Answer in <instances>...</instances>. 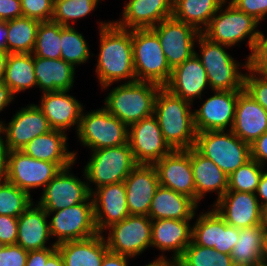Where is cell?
Segmentation results:
<instances>
[{
	"instance_id": "obj_1",
	"label": "cell",
	"mask_w": 267,
	"mask_h": 266,
	"mask_svg": "<svg viewBox=\"0 0 267 266\" xmlns=\"http://www.w3.org/2000/svg\"><path fill=\"white\" fill-rule=\"evenodd\" d=\"M98 23L99 54L96 57L95 74L101 89H109L113 83L117 85L120 81H136L132 30L118 27L113 20Z\"/></svg>"
},
{
	"instance_id": "obj_2",
	"label": "cell",
	"mask_w": 267,
	"mask_h": 266,
	"mask_svg": "<svg viewBox=\"0 0 267 266\" xmlns=\"http://www.w3.org/2000/svg\"><path fill=\"white\" fill-rule=\"evenodd\" d=\"M192 105L165 87H161L157 93L154 116L165 141L173 150H188L195 145L197 132Z\"/></svg>"
},
{
	"instance_id": "obj_3",
	"label": "cell",
	"mask_w": 267,
	"mask_h": 266,
	"mask_svg": "<svg viewBox=\"0 0 267 266\" xmlns=\"http://www.w3.org/2000/svg\"><path fill=\"white\" fill-rule=\"evenodd\" d=\"M195 45L199 47L200 53L195 49V54L206 71L211 91L243 90L245 73L240 69L248 68V57L240 64L227 52L226 49L231 47L213 42L202 33L197 37Z\"/></svg>"
},
{
	"instance_id": "obj_4",
	"label": "cell",
	"mask_w": 267,
	"mask_h": 266,
	"mask_svg": "<svg viewBox=\"0 0 267 266\" xmlns=\"http://www.w3.org/2000/svg\"><path fill=\"white\" fill-rule=\"evenodd\" d=\"M161 87L153 82H120L107 94L102 107L130 126L154 115L155 99Z\"/></svg>"
},
{
	"instance_id": "obj_5",
	"label": "cell",
	"mask_w": 267,
	"mask_h": 266,
	"mask_svg": "<svg viewBox=\"0 0 267 266\" xmlns=\"http://www.w3.org/2000/svg\"><path fill=\"white\" fill-rule=\"evenodd\" d=\"M258 25L260 22L254 17L238 10L226 0L201 33L209 40L231 48L239 46L246 39L250 55L260 35Z\"/></svg>"
},
{
	"instance_id": "obj_6",
	"label": "cell",
	"mask_w": 267,
	"mask_h": 266,
	"mask_svg": "<svg viewBox=\"0 0 267 266\" xmlns=\"http://www.w3.org/2000/svg\"><path fill=\"white\" fill-rule=\"evenodd\" d=\"M90 152L82 175L87 180L90 193L101 186L124 181L138 165L129 143Z\"/></svg>"
},
{
	"instance_id": "obj_7",
	"label": "cell",
	"mask_w": 267,
	"mask_h": 266,
	"mask_svg": "<svg viewBox=\"0 0 267 266\" xmlns=\"http://www.w3.org/2000/svg\"><path fill=\"white\" fill-rule=\"evenodd\" d=\"M194 148L228 176L251 159L250 144L231 130H211L196 135Z\"/></svg>"
},
{
	"instance_id": "obj_8",
	"label": "cell",
	"mask_w": 267,
	"mask_h": 266,
	"mask_svg": "<svg viewBox=\"0 0 267 266\" xmlns=\"http://www.w3.org/2000/svg\"><path fill=\"white\" fill-rule=\"evenodd\" d=\"M132 45L136 81L153 82L164 87L170 80L172 69L156 33L151 28L133 29Z\"/></svg>"
},
{
	"instance_id": "obj_9",
	"label": "cell",
	"mask_w": 267,
	"mask_h": 266,
	"mask_svg": "<svg viewBox=\"0 0 267 266\" xmlns=\"http://www.w3.org/2000/svg\"><path fill=\"white\" fill-rule=\"evenodd\" d=\"M76 135L83 147L94 151L128 143V126L104 107L83 110Z\"/></svg>"
},
{
	"instance_id": "obj_10",
	"label": "cell",
	"mask_w": 267,
	"mask_h": 266,
	"mask_svg": "<svg viewBox=\"0 0 267 266\" xmlns=\"http://www.w3.org/2000/svg\"><path fill=\"white\" fill-rule=\"evenodd\" d=\"M151 232L152 219L149 216L129 215L107 228L103 236L110 252L134 259L151 247Z\"/></svg>"
},
{
	"instance_id": "obj_11",
	"label": "cell",
	"mask_w": 267,
	"mask_h": 266,
	"mask_svg": "<svg viewBox=\"0 0 267 266\" xmlns=\"http://www.w3.org/2000/svg\"><path fill=\"white\" fill-rule=\"evenodd\" d=\"M50 217L51 238L55 244L84 240L98 234L94 220L93 199L57 211H46Z\"/></svg>"
},
{
	"instance_id": "obj_12",
	"label": "cell",
	"mask_w": 267,
	"mask_h": 266,
	"mask_svg": "<svg viewBox=\"0 0 267 266\" xmlns=\"http://www.w3.org/2000/svg\"><path fill=\"white\" fill-rule=\"evenodd\" d=\"M62 168L57 163L38 160L21 150L8 151L6 181L31 194L30 190L42 188Z\"/></svg>"
},
{
	"instance_id": "obj_13",
	"label": "cell",
	"mask_w": 267,
	"mask_h": 266,
	"mask_svg": "<svg viewBox=\"0 0 267 266\" xmlns=\"http://www.w3.org/2000/svg\"><path fill=\"white\" fill-rule=\"evenodd\" d=\"M73 165L61 169L45 186L41 198L36 203L45 211H57L86 202L91 193L87 180L71 172Z\"/></svg>"
},
{
	"instance_id": "obj_14",
	"label": "cell",
	"mask_w": 267,
	"mask_h": 266,
	"mask_svg": "<svg viewBox=\"0 0 267 266\" xmlns=\"http://www.w3.org/2000/svg\"><path fill=\"white\" fill-rule=\"evenodd\" d=\"M151 29L156 33L171 69L195 54V42L200 32L193 26L170 17Z\"/></svg>"
},
{
	"instance_id": "obj_15",
	"label": "cell",
	"mask_w": 267,
	"mask_h": 266,
	"mask_svg": "<svg viewBox=\"0 0 267 266\" xmlns=\"http://www.w3.org/2000/svg\"><path fill=\"white\" fill-rule=\"evenodd\" d=\"M128 143L137 164L154 165L173 151L154 115L128 126Z\"/></svg>"
},
{
	"instance_id": "obj_16",
	"label": "cell",
	"mask_w": 267,
	"mask_h": 266,
	"mask_svg": "<svg viewBox=\"0 0 267 266\" xmlns=\"http://www.w3.org/2000/svg\"><path fill=\"white\" fill-rule=\"evenodd\" d=\"M51 129L48 119L36 104H27L13 114L9 123L2 122L0 131L8 151L21 150L35 137Z\"/></svg>"
},
{
	"instance_id": "obj_17",
	"label": "cell",
	"mask_w": 267,
	"mask_h": 266,
	"mask_svg": "<svg viewBox=\"0 0 267 266\" xmlns=\"http://www.w3.org/2000/svg\"><path fill=\"white\" fill-rule=\"evenodd\" d=\"M193 220L158 219L152 220L151 247L162 252L153 262L174 264L192 241ZM173 252L167 258L164 253Z\"/></svg>"
},
{
	"instance_id": "obj_18",
	"label": "cell",
	"mask_w": 267,
	"mask_h": 266,
	"mask_svg": "<svg viewBox=\"0 0 267 266\" xmlns=\"http://www.w3.org/2000/svg\"><path fill=\"white\" fill-rule=\"evenodd\" d=\"M241 91H213V95L193 111L197 133L211 130H231L238 94Z\"/></svg>"
},
{
	"instance_id": "obj_19",
	"label": "cell",
	"mask_w": 267,
	"mask_h": 266,
	"mask_svg": "<svg viewBox=\"0 0 267 266\" xmlns=\"http://www.w3.org/2000/svg\"><path fill=\"white\" fill-rule=\"evenodd\" d=\"M69 93V90L41 93L39 105L36 104V106L48 119L51 129L67 133L75 126L77 133L85 108Z\"/></svg>"
},
{
	"instance_id": "obj_20",
	"label": "cell",
	"mask_w": 267,
	"mask_h": 266,
	"mask_svg": "<svg viewBox=\"0 0 267 266\" xmlns=\"http://www.w3.org/2000/svg\"><path fill=\"white\" fill-rule=\"evenodd\" d=\"M213 207L224 221L238 229L260 225L261 205L254 193L226 191Z\"/></svg>"
},
{
	"instance_id": "obj_21",
	"label": "cell",
	"mask_w": 267,
	"mask_h": 266,
	"mask_svg": "<svg viewBox=\"0 0 267 266\" xmlns=\"http://www.w3.org/2000/svg\"><path fill=\"white\" fill-rule=\"evenodd\" d=\"M159 184L177 193L188 196L196 202V189L191 168L190 149L173 150L157 161Z\"/></svg>"
},
{
	"instance_id": "obj_22",
	"label": "cell",
	"mask_w": 267,
	"mask_h": 266,
	"mask_svg": "<svg viewBox=\"0 0 267 266\" xmlns=\"http://www.w3.org/2000/svg\"><path fill=\"white\" fill-rule=\"evenodd\" d=\"M98 233L129 216L124 181L101 186L91 193Z\"/></svg>"
},
{
	"instance_id": "obj_23",
	"label": "cell",
	"mask_w": 267,
	"mask_h": 266,
	"mask_svg": "<svg viewBox=\"0 0 267 266\" xmlns=\"http://www.w3.org/2000/svg\"><path fill=\"white\" fill-rule=\"evenodd\" d=\"M124 185L129 214L148 216L151 201L160 185L156 167L138 164L125 178Z\"/></svg>"
},
{
	"instance_id": "obj_24",
	"label": "cell",
	"mask_w": 267,
	"mask_h": 266,
	"mask_svg": "<svg viewBox=\"0 0 267 266\" xmlns=\"http://www.w3.org/2000/svg\"><path fill=\"white\" fill-rule=\"evenodd\" d=\"M164 87L192 104L196 98L203 100L204 90L210 89L206 71L196 54L172 69L170 80Z\"/></svg>"
},
{
	"instance_id": "obj_25",
	"label": "cell",
	"mask_w": 267,
	"mask_h": 266,
	"mask_svg": "<svg viewBox=\"0 0 267 266\" xmlns=\"http://www.w3.org/2000/svg\"><path fill=\"white\" fill-rule=\"evenodd\" d=\"M173 0H129L122 10V18L113 22L123 29L152 28L172 17Z\"/></svg>"
},
{
	"instance_id": "obj_26",
	"label": "cell",
	"mask_w": 267,
	"mask_h": 266,
	"mask_svg": "<svg viewBox=\"0 0 267 266\" xmlns=\"http://www.w3.org/2000/svg\"><path fill=\"white\" fill-rule=\"evenodd\" d=\"M35 204V205H34ZM48 213L37 203L33 202L19 217L16 245L26 251L57 248L55 242H51Z\"/></svg>"
},
{
	"instance_id": "obj_27",
	"label": "cell",
	"mask_w": 267,
	"mask_h": 266,
	"mask_svg": "<svg viewBox=\"0 0 267 266\" xmlns=\"http://www.w3.org/2000/svg\"><path fill=\"white\" fill-rule=\"evenodd\" d=\"M231 131L248 144L267 131V111L244 89L238 94Z\"/></svg>"
},
{
	"instance_id": "obj_28",
	"label": "cell",
	"mask_w": 267,
	"mask_h": 266,
	"mask_svg": "<svg viewBox=\"0 0 267 266\" xmlns=\"http://www.w3.org/2000/svg\"><path fill=\"white\" fill-rule=\"evenodd\" d=\"M68 135L59 130L35 137L21 151L26 155L47 162L57 163L62 169L77 161V152L68 151Z\"/></svg>"
},
{
	"instance_id": "obj_29",
	"label": "cell",
	"mask_w": 267,
	"mask_h": 266,
	"mask_svg": "<svg viewBox=\"0 0 267 266\" xmlns=\"http://www.w3.org/2000/svg\"><path fill=\"white\" fill-rule=\"evenodd\" d=\"M190 159L196 189V203L200 206V201L208 193L216 192V200L221 198L228 190V175L194 147L190 148Z\"/></svg>"
},
{
	"instance_id": "obj_30",
	"label": "cell",
	"mask_w": 267,
	"mask_h": 266,
	"mask_svg": "<svg viewBox=\"0 0 267 266\" xmlns=\"http://www.w3.org/2000/svg\"><path fill=\"white\" fill-rule=\"evenodd\" d=\"M199 205L191 198L159 185L150 205L148 216L152 220H193Z\"/></svg>"
},
{
	"instance_id": "obj_31",
	"label": "cell",
	"mask_w": 267,
	"mask_h": 266,
	"mask_svg": "<svg viewBox=\"0 0 267 266\" xmlns=\"http://www.w3.org/2000/svg\"><path fill=\"white\" fill-rule=\"evenodd\" d=\"M37 88L43 93L71 90L76 68L63 59H47L34 56Z\"/></svg>"
},
{
	"instance_id": "obj_32",
	"label": "cell",
	"mask_w": 267,
	"mask_h": 266,
	"mask_svg": "<svg viewBox=\"0 0 267 266\" xmlns=\"http://www.w3.org/2000/svg\"><path fill=\"white\" fill-rule=\"evenodd\" d=\"M64 266H101L109 251L103 234L84 239L65 241L56 245Z\"/></svg>"
},
{
	"instance_id": "obj_33",
	"label": "cell",
	"mask_w": 267,
	"mask_h": 266,
	"mask_svg": "<svg viewBox=\"0 0 267 266\" xmlns=\"http://www.w3.org/2000/svg\"><path fill=\"white\" fill-rule=\"evenodd\" d=\"M264 228L254 225L239 229V238L231 251L235 266H260L263 261Z\"/></svg>"
},
{
	"instance_id": "obj_34",
	"label": "cell",
	"mask_w": 267,
	"mask_h": 266,
	"mask_svg": "<svg viewBox=\"0 0 267 266\" xmlns=\"http://www.w3.org/2000/svg\"><path fill=\"white\" fill-rule=\"evenodd\" d=\"M2 81L10 88L14 96L21 91L37 88L34 55L32 53H9Z\"/></svg>"
},
{
	"instance_id": "obj_35",
	"label": "cell",
	"mask_w": 267,
	"mask_h": 266,
	"mask_svg": "<svg viewBox=\"0 0 267 266\" xmlns=\"http://www.w3.org/2000/svg\"><path fill=\"white\" fill-rule=\"evenodd\" d=\"M226 0H173L172 17L196 28L200 33Z\"/></svg>"
},
{
	"instance_id": "obj_36",
	"label": "cell",
	"mask_w": 267,
	"mask_h": 266,
	"mask_svg": "<svg viewBox=\"0 0 267 266\" xmlns=\"http://www.w3.org/2000/svg\"><path fill=\"white\" fill-rule=\"evenodd\" d=\"M40 21L18 17L7 21V51L9 53H32Z\"/></svg>"
},
{
	"instance_id": "obj_37",
	"label": "cell",
	"mask_w": 267,
	"mask_h": 266,
	"mask_svg": "<svg viewBox=\"0 0 267 266\" xmlns=\"http://www.w3.org/2000/svg\"><path fill=\"white\" fill-rule=\"evenodd\" d=\"M61 59L72 64L75 68L87 63L90 57L89 43L86 42L82 33H79L73 26L61 28ZM92 54V55H91Z\"/></svg>"
},
{
	"instance_id": "obj_38",
	"label": "cell",
	"mask_w": 267,
	"mask_h": 266,
	"mask_svg": "<svg viewBox=\"0 0 267 266\" xmlns=\"http://www.w3.org/2000/svg\"><path fill=\"white\" fill-rule=\"evenodd\" d=\"M209 208L192 222V241L203 247L219 248L220 215L214 208Z\"/></svg>"
},
{
	"instance_id": "obj_39",
	"label": "cell",
	"mask_w": 267,
	"mask_h": 266,
	"mask_svg": "<svg viewBox=\"0 0 267 266\" xmlns=\"http://www.w3.org/2000/svg\"><path fill=\"white\" fill-rule=\"evenodd\" d=\"M174 264L176 266H235L229 254L197 245L193 241Z\"/></svg>"
},
{
	"instance_id": "obj_40",
	"label": "cell",
	"mask_w": 267,
	"mask_h": 266,
	"mask_svg": "<svg viewBox=\"0 0 267 266\" xmlns=\"http://www.w3.org/2000/svg\"><path fill=\"white\" fill-rule=\"evenodd\" d=\"M52 20L40 22L32 54L47 59L61 58V28Z\"/></svg>"
},
{
	"instance_id": "obj_41",
	"label": "cell",
	"mask_w": 267,
	"mask_h": 266,
	"mask_svg": "<svg viewBox=\"0 0 267 266\" xmlns=\"http://www.w3.org/2000/svg\"><path fill=\"white\" fill-rule=\"evenodd\" d=\"M102 0H54V12L52 21L62 26L74 24L99 7Z\"/></svg>"
},
{
	"instance_id": "obj_42",
	"label": "cell",
	"mask_w": 267,
	"mask_h": 266,
	"mask_svg": "<svg viewBox=\"0 0 267 266\" xmlns=\"http://www.w3.org/2000/svg\"><path fill=\"white\" fill-rule=\"evenodd\" d=\"M33 202L28 192L8 181L0 182V215L18 218Z\"/></svg>"
},
{
	"instance_id": "obj_43",
	"label": "cell",
	"mask_w": 267,
	"mask_h": 266,
	"mask_svg": "<svg viewBox=\"0 0 267 266\" xmlns=\"http://www.w3.org/2000/svg\"><path fill=\"white\" fill-rule=\"evenodd\" d=\"M264 167L256 160L250 159L228 176V190L256 193Z\"/></svg>"
},
{
	"instance_id": "obj_44",
	"label": "cell",
	"mask_w": 267,
	"mask_h": 266,
	"mask_svg": "<svg viewBox=\"0 0 267 266\" xmlns=\"http://www.w3.org/2000/svg\"><path fill=\"white\" fill-rule=\"evenodd\" d=\"M243 89L267 111V77L246 69Z\"/></svg>"
},
{
	"instance_id": "obj_45",
	"label": "cell",
	"mask_w": 267,
	"mask_h": 266,
	"mask_svg": "<svg viewBox=\"0 0 267 266\" xmlns=\"http://www.w3.org/2000/svg\"><path fill=\"white\" fill-rule=\"evenodd\" d=\"M248 56V68L260 75L267 77V35L260 31L254 48Z\"/></svg>"
},
{
	"instance_id": "obj_46",
	"label": "cell",
	"mask_w": 267,
	"mask_h": 266,
	"mask_svg": "<svg viewBox=\"0 0 267 266\" xmlns=\"http://www.w3.org/2000/svg\"><path fill=\"white\" fill-rule=\"evenodd\" d=\"M21 9L24 17L40 22L50 21L54 12V0H21Z\"/></svg>"
},
{
	"instance_id": "obj_47",
	"label": "cell",
	"mask_w": 267,
	"mask_h": 266,
	"mask_svg": "<svg viewBox=\"0 0 267 266\" xmlns=\"http://www.w3.org/2000/svg\"><path fill=\"white\" fill-rule=\"evenodd\" d=\"M28 251L19 245H5L0 251V266H25Z\"/></svg>"
},
{
	"instance_id": "obj_48",
	"label": "cell",
	"mask_w": 267,
	"mask_h": 266,
	"mask_svg": "<svg viewBox=\"0 0 267 266\" xmlns=\"http://www.w3.org/2000/svg\"><path fill=\"white\" fill-rule=\"evenodd\" d=\"M238 238H239V229L234 226L228 225L224 221V219L220 216L219 248H213V249H215L217 252L230 255Z\"/></svg>"
},
{
	"instance_id": "obj_49",
	"label": "cell",
	"mask_w": 267,
	"mask_h": 266,
	"mask_svg": "<svg viewBox=\"0 0 267 266\" xmlns=\"http://www.w3.org/2000/svg\"><path fill=\"white\" fill-rule=\"evenodd\" d=\"M238 10L251 15L257 21L265 20L267 15V0H228Z\"/></svg>"
},
{
	"instance_id": "obj_50",
	"label": "cell",
	"mask_w": 267,
	"mask_h": 266,
	"mask_svg": "<svg viewBox=\"0 0 267 266\" xmlns=\"http://www.w3.org/2000/svg\"><path fill=\"white\" fill-rule=\"evenodd\" d=\"M18 218L0 215V240L5 245H15L17 242Z\"/></svg>"
},
{
	"instance_id": "obj_51",
	"label": "cell",
	"mask_w": 267,
	"mask_h": 266,
	"mask_svg": "<svg viewBox=\"0 0 267 266\" xmlns=\"http://www.w3.org/2000/svg\"><path fill=\"white\" fill-rule=\"evenodd\" d=\"M251 158L264 168L267 166V131L250 144Z\"/></svg>"
},
{
	"instance_id": "obj_52",
	"label": "cell",
	"mask_w": 267,
	"mask_h": 266,
	"mask_svg": "<svg viewBox=\"0 0 267 266\" xmlns=\"http://www.w3.org/2000/svg\"><path fill=\"white\" fill-rule=\"evenodd\" d=\"M23 16L21 0H0V20L8 21Z\"/></svg>"
},
{
	"instance_id": "obj_53",
	"label": "cell",
	"mask_w": 267,
	"mask_h": 266,
	"mask_svg": "<svg viewBox=\"0 0 267 266\" xmlns=\"http://www.w3.org/2000/svg\"><path fill=\"white\" fill-rule=\"evenodd\" d=\"M57 248H46L43 250L28 251L25 266H43V260H47Z\"/></svg>"
},
{
	"instance_id": "obj_54",
	"label": "cell",
	"mask_w": 267,
	"mask_h": 266,
	"mask_svg": "<svg viewBox=\"0 0 267 266\" xmlns=\"http://www.w3.org/2000/svg\"><path fill=\"white\" fill-rule=\"evenodd\" d=\"M130 259L131 257L108 251L102 260L101 266H128Z\"/></svg>"
},
{
	"instance_id": "obj_55",
	"label": "cell",
	"mask_w": 267,
	"mask_h": 266,
	"mask_svg": "<svg viewBox=\"0 0 267 266\" xmlns=\"http://www.w3.org/2000/svg\"><path fill=\"white\" fill-rule=\"evenodd\" d=\"M15 97L16 96L13 95L10 88L3 81H0V113L5 109V107L10 106ZM2 122L3 121L0 120V126Z\"/></svg>"
},
{
	"instance_id": "obj_56",
	"label": "cell",
	"mask_w": 267,
	"mask_h": 266,
	"mask_svg": "<svg viewBox=\"0 0 267 266\" xmlns=\"http://www.w3.org/2000/svg\"><path fill=\"white\" fill-rule=\"evenodd\" d=\"M7 156H8V150L4 144L3 136L0 131V182L6 181Z\"/></svg>"
},
{
	"instance_id": "obj_57",
	"label": "cell",
	"mask_w": 267,
	"mask_h": 266,
	"mask_svg": "<svg viewBox=\"0 0 267 266\" xmlns=\"http://www.w3.org/2000/svg\"><path fill=\"white\" fill-rule=\"evenodd\" d=\"M260 205L267 203V170L264 169L255 193Z\"/></svg>"
},
{
	"instance_id": "obj_58",
	"label": "cell",
	"mask_w": 267,
	"mask_h": 266,
	"mask_svg": "<svg viewBox=\"0 0 267 266\" xmlns=\"http://www.w3.org/2000/svg\"><path fill=\"white\" fill-rule=\"evenodd\" d=\"M43 266H64L62 255L58 249L47 260H43Z\"/></svg>"
},
{
	"instance_id": "obj_59",
	"label": "cell",
	"mask_w": 267,
	"mask_h": 266,
	"mask_svg": "<svg viewBox=\"0 0 267 266\" xmlns=\"http://www.w3.org/2000/svg\"><path fill=\"white\" fill-rule=\"evenodd\" d=\"M8 26L7 21L0 20V50L7 51Z\"/></svg>"
},
{
	"instance_id": "obj_60",
	"label": "cell",
	"mask_w": 267,
	"mask_h": 266,
	"mask_svg": "<svg viewBox=\"0 0 267 266\" xmlns=\"http://www.w3.org/2000/svg\"><path fill=\"white\" fill-rule=\"evenodd\" d=\"M8 56H9L8 51L0 50V81H2L4 76Z\"/></svg>"
},
{
	"instance_id": "obj_61",
	"label": "cell",
	"mask_w": 267,
	"mask_h": 266,
	"mask_svg": "<svg viewBox=\"0 0 267 266\" xmlns=\"http://www.w3.org/2000/svg\"><path fill=\"white\" fill-rule=\"evenodd\" d=\"M260 225L267 229V203L261 205V222Z\"/></svg>"
},
{
	"instance_id": "obj_62",
	"label": "cell",
	"mask_w": 267,
	"mask_h": 266,
	"mask_svg": "<svg viewBox=\"0 0 267 266\" xmlns=\"http://www.w3.org/2000/svg\"><path fill=\"white\" fill-rule=\"evenodd\" d=\"M263 261L267 264V229H264L263 235Z\"/></svg>"
},
{
	"instance_id": "obj_63",
	"label": "cell",
	"mask_w": 267,
	"mask_h": 266,
	"mask_svg": "<svg viewBox=\"0 0 267 266\" xmlns=\"http://www.w3.org/2000/svg\"><path fill=\"white\" fill-rule=\"evenodd\" d=\"M144 266H171V264L168 263H163V262H149L148 264L144 265Z\"/></svg>"
},
{
	"instance_id": "obj_64",
	"label": "cell",
	"mask_w": 267,
	"mask_h": 266,
	"mask_svg": "<svg viewBox=\"0 0 267 266\" xmlns=\"http://www.w3.org/2000/svg\"><path fill=\"white\" fill-rule=\"evenodd\" d=\"M4 246L5 244L0 240V251L3 249Z\"/></svg>"
}]
</instances>
